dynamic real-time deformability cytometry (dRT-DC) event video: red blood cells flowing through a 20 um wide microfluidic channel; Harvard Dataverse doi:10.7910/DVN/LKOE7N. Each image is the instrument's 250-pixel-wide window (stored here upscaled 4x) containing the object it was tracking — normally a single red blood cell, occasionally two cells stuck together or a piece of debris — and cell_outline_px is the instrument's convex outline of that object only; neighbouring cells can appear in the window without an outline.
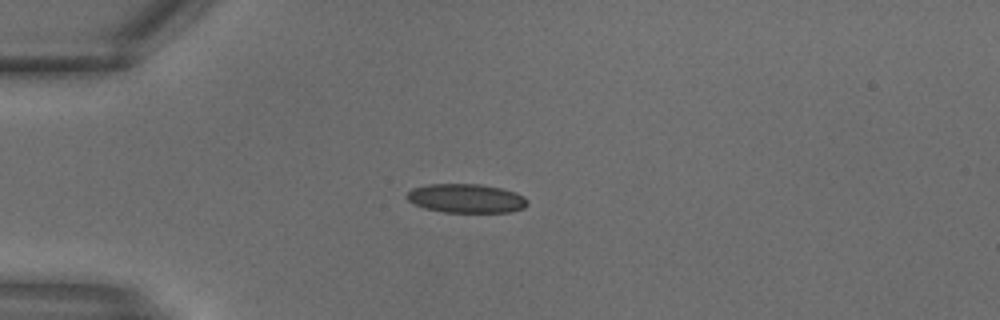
{"species": "common noctule bat (a hibernating species)", "species_latin": "Nyctalus noctula", "temperature_condition": "warm", "stored_images_in_passage": 23, "camera_frame_rate_fps": 3000, "um_per_image_px": 0.085, "animal": {"sex": "male", "body_mass_g": 18.8}, "frame": {"image": 1, "passage_image": 1, "time_ms": 0.0, "image_size_px": [1000, 320], "cell_outline_px": [[528, 204], [524, 208], [512, 212], [444, 212], [424, 208], [408, 200], [404, 196], [412, 188], [428, 184], [480, 184], [500, 188], [516, 192], [524, 196], [528, 200]], "centroid_in_image_um": [39.64, 16.86], "position_along_channel_um": 45.4, "area_um2": 20.46}}
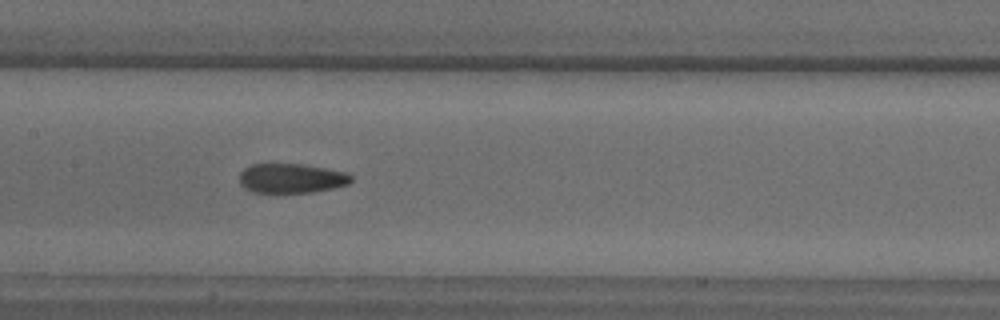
{"frame": {"image": 2, "passage_image": 8, "time_ms": 2.333, "image_size_px": [1000, 320], "cell_outline_px": [[352, 180], [348, 184], [332, 188], [312, 192], [276, 196], [252, 192], [244, 188], [240, 184], [240, 172], [244, 168], [252, 164], [300, 164], [348, 172], [352, 176]], "centroid_in_image_um": [24.72, 15.21], "position_along_channel_um": 182.7, "area_um2": 20.0}}
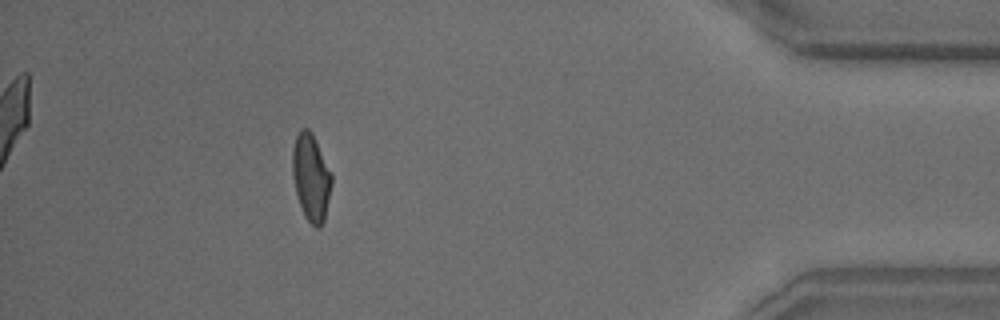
{"frame": {"image": 3, "passage_image": 20, "time_ms": 6.333, "image_size_px": [1000, 320], "cell_outline_px": [[332, 184], [324, 220], [320, 228], [316, 228], [304, 216], [296, 192], [292, 176], [292, 148], [296, 136], [300, 128], [308, 128], [312, 132], [332, 172]], "centroid_in_image_um": [26.44, 15.04], "position_along_channel_um": 408.8, "area_um2": 20.06}}